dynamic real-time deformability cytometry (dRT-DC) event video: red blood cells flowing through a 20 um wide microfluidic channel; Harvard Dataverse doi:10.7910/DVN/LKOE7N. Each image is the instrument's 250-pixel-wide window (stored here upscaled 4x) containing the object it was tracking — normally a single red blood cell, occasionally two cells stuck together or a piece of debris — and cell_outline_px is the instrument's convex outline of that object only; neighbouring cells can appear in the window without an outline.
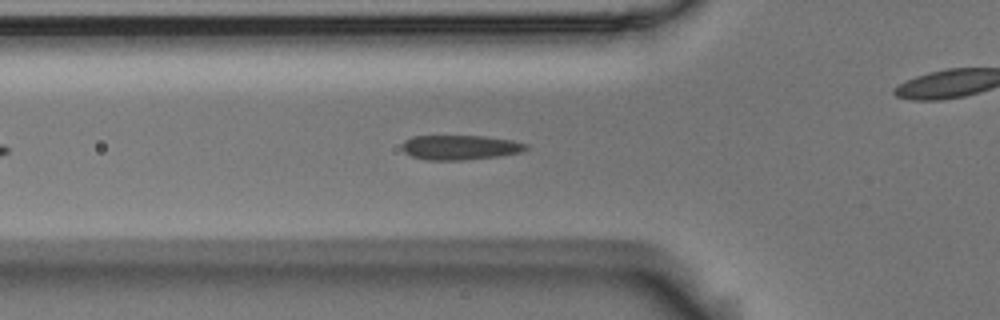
{"species": "Egyptian fruit bat (a non-hibernating species)", "species_latin": "Rousettus aegyptiacus", "temperature_condition": "room temperature", "stored_images_in_passage": 30, "camera_frame_rate_fps": 3000, "um_per_image_px": 0.085, "animal": {"sex": "male"}, "frame": {"image": 1, "passage_image": 9, "time_ms": 2.667, "image_size_px": [1000, 320], "cell_outline_px": [[528, 148], [520, 152], [496, 156], [464, 160], [428, 160], [412, 156], [404, 152], [400, 148], [400, 144], [404, 140], [412, 136], [484, 136], [512, 140], [528, 144]], "centroid_in_image_um": [39.05, 12.52], "position_along_channel_um": 86.7, "area_um2": 17.86}}
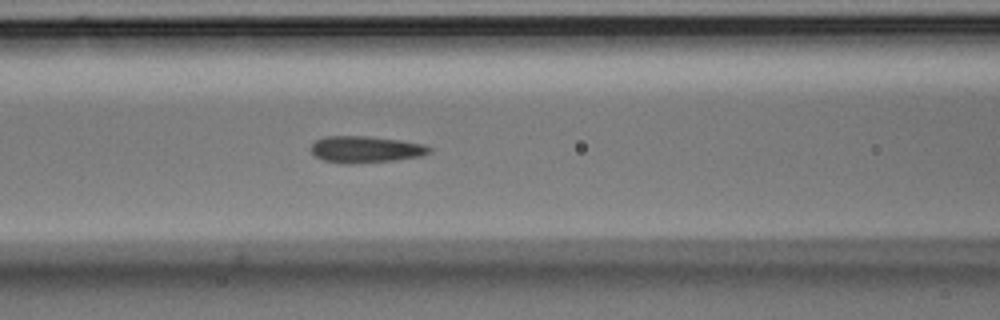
{"frame": {"image": 2, "passage_image": 13, "time_ms": 4.0, "image_size_px": [1000, 320], "cell_outline_px": [[432, 152], [420, 156], [396, 160], [352, 164], [344, 164], [324, 160], [316, 156], [312, 152], [312, 144], [316, 140], [324, 136], [368, 136], [400, 140], [424, 144], [432, 148]], "centroid_in_image_um": [31.1, 12.7], "position_along_channel_um": 135.5, "area_um2": 18.44}}